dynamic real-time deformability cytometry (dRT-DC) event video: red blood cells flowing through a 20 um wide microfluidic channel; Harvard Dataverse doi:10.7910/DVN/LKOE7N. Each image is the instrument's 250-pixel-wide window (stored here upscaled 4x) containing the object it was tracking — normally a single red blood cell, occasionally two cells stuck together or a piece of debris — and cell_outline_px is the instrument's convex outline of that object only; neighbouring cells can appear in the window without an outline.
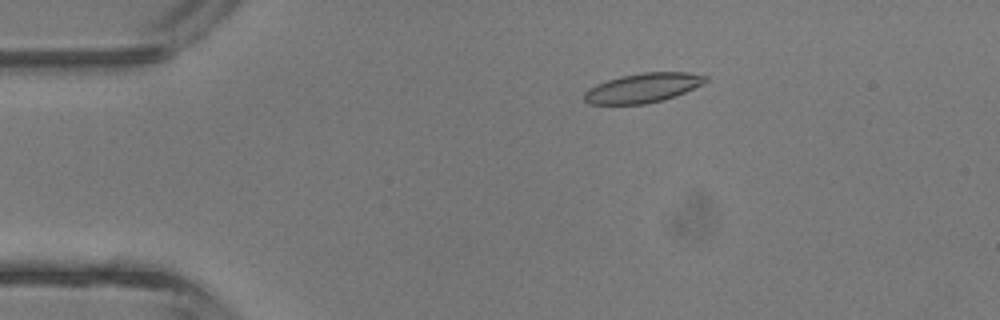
{"species": "common noctule bat (a hibernating species)", "species_latin": "Nyctalus noctula", "temperature_condition": "room temperature", "stored_images_in_passage": 4, "camera_frame_rate_fps": 3000, "um_per_image_px": 0.085, "animal": {"sex": "male", "body_mass_g": 13.3}, "frame": {"image": 1, "passage_image": 3, "time_ms": 2.333, "image_size_px": [1000, 320], "cell_outline_px": [[708, 80], [704, 84], [676, 96], [644, 104], [588, 104], [584, 100], [584, 92], [588, 88], [596, 84], [620, 76], [644, 72], [688, 72], [708, 76]], "centroid_in_image_um": [54.66, 7.46], "position_along_channel_um": 30.3, "area_um2": 20.87}}